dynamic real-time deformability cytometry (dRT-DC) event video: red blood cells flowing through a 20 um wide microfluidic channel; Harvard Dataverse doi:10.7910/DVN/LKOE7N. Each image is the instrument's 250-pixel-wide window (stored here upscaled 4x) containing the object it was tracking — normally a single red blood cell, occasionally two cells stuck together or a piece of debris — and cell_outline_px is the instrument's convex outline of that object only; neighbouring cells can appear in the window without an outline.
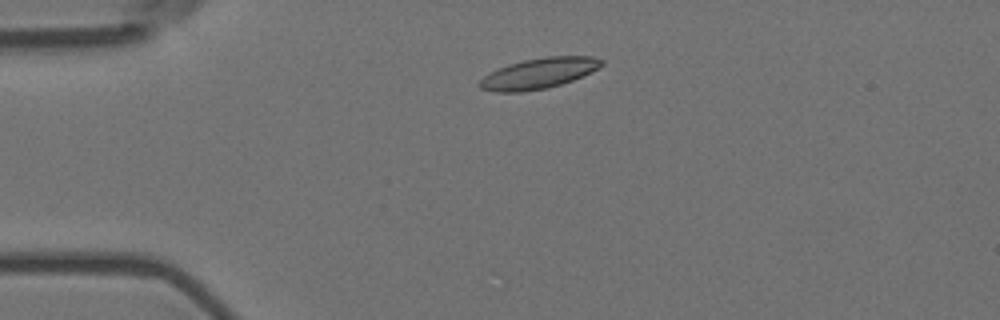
{"species": "Egyptian fruit bat (a non-hibernating species)", "species_latin": "Rousettus aegyptiacus", "temperature_condition": "room temperature", "stored_images_in_passage": 3, "camera_frame_rate_fps": 3000, "um_per_image_px": 0.085, "animal": {"sex": "female"}, "frame": {"image": 1, "passage_image": 3, "time_ms": 0.667, "image_size_px": [1000, 320], "cell_outline_px": [[604, 64], [592, 72], [572, 80], [548, 88], [524, 92], [496, 92], [480, 88], [476, 84], [484, 76], [508, 64], [524, 60], [548, 56], [592, 56], [604, 60]], "centroid_in_image_um": [45.81, 6.24], "position_along_channel_um": 39.2, "area_um2": 21.73}}